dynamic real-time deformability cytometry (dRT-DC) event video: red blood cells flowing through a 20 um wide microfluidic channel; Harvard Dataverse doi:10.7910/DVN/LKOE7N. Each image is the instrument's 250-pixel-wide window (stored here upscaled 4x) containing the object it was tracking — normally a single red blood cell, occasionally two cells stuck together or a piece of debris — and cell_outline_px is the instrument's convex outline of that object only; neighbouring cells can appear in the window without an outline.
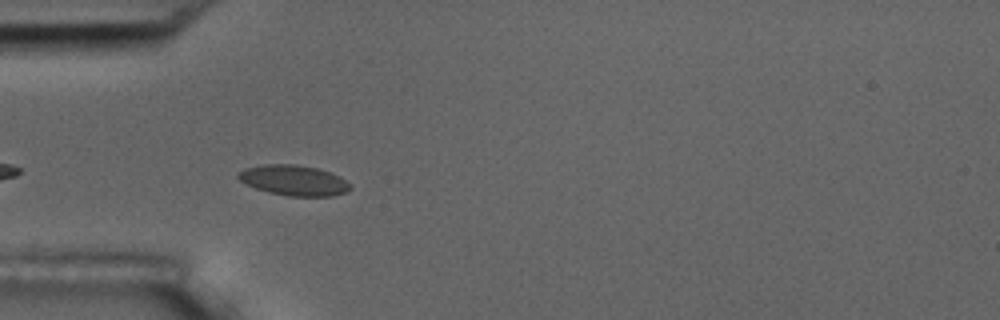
{"species": "common noctule bat (a hibernating species)", "species_latin": "Nyctalus noctula", "temperature_condition": "room temperature", "stored_images_in_passage": 13, "camera_frame_rate_fps": 3000, "um_per_image_px": 0.085, "animal": {"sex": "male", "body_mass_g": 17.5, "forearm_length_mm": 52.3}, "frame": {"image": 1, "passage_image": 3, "time_ms": 0.667, "image_size_px": [1000, 320], "cell_outline_px": [[352, 188], [348, 192], [332, 196], [288, 196], [268, 192], [256, 188], [240, 180], [236, 176], [244, 168], [264, 164], [296, 164], [316, 168], [328, 172], [352, 184]], "centroid_in_image_um": [24.98, 15.33], "position_along_channel_um": 60.0, "area_um2": 19.71}}